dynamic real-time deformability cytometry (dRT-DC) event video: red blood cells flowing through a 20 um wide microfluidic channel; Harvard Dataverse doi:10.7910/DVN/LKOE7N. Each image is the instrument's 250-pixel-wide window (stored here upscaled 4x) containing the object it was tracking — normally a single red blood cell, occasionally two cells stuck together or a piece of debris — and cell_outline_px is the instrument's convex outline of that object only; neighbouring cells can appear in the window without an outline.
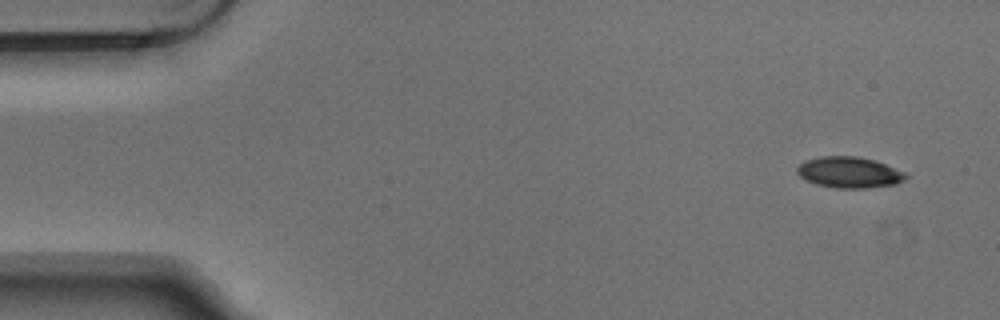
{"species": "Egyptian fruit bat (a non-hibernating species)", "species_latin": "Rousettus aegyptiacus", "temperature_condition": "warm", "stored_images_in_passage": 5, "camera_frame_rate_fps": 3000, "um_per_image_px": 0.085, "animal": {"sex": "male"}, "frame": {"image": 1, "passage_image": 1, "time_ms": 0.0, "image_size_px": [1000, 320], "cell_outline_px": [[908, 176], [904, 180], [896, 184], [864, 188], [836, 188], [816, 184], [804, 180], [796, 172], [796, 168], [804, 160], [820, 156], [856, 156], [876, 160], [904, 172]], "centroid_in_image_um": [72.15, 14.64], "position_along_channel_um": 12.8, "area_um2": 19.77}}